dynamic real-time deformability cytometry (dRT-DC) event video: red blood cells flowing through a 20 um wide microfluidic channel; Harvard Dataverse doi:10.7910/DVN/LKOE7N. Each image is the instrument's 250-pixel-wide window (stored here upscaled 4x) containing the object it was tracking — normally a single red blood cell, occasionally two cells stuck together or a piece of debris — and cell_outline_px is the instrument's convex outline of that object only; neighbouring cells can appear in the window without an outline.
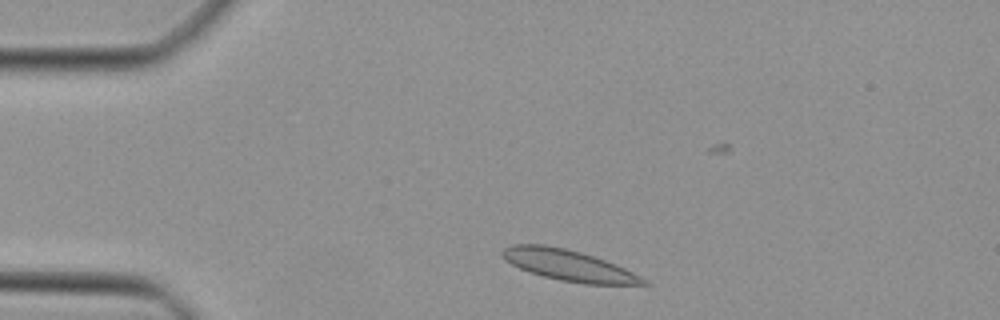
{"species": "Egyptian fruit bat (a non-hibernating species)", "species_latin": "Rousettus aegyptiacus", "temperature_condition": "cold", "stored_images_in_passage": 40, "camera_frame_rate_fps": 3000, "um_per_image_px": 0.085, "animal": {"sex": "female"}, "frame": {"image": 1, "passage_image": 2, "time_ms": 0.333, "image_size_px": [1000, 320], "cell_outline_px": [[652, 284], [584, 284], [560, 280], [544, 276], [520, 268], [512, 264], [500, 252], [504, 248], [512, 244], [544, 244], [564, 248], [580, 252], [616, 264], [648, 280]], "centroid_in_image_um": [48.35, 22.55], "position_along_channel_um": 36.6, "area_um2": 25.03}}
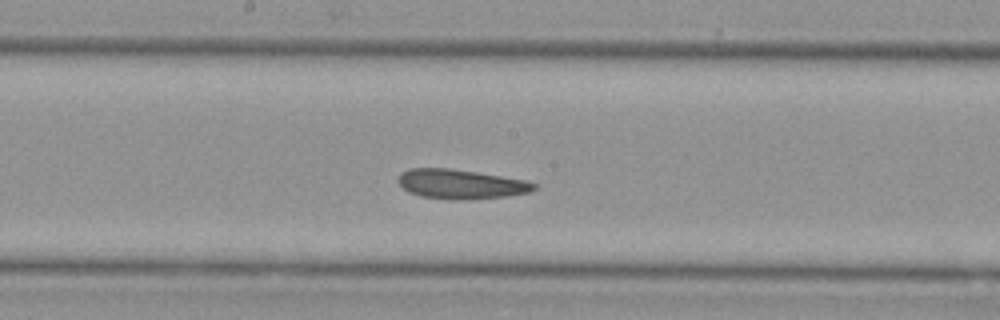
{"frame": {"image": 2, "passage_image": 17, "time_ms": 5.333, "image_size_px": [1000, 320], "cell_outline_px": [[536, 188], [528, 192], [504, 196], [448, 200], [420, 196], [408, 192], [396, 180], [400, 172], [408, 168], [452, 168], [528, 180], [536, 184]], "centroid_in_image_um": [39.11, 15.63], "position_along_channel_um": 209.1, "area_um2": 23.35}}
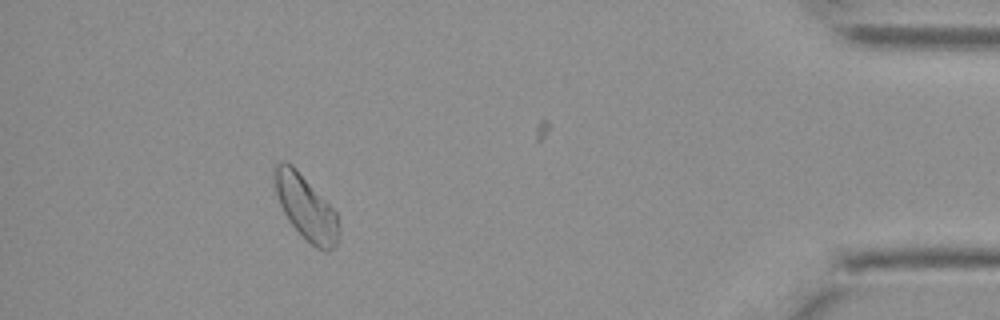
{"frame": {"image": 3, "passage_image": 35, "time_ms": 11.333, "image_size_px": [1000, 320], "cell_outline_px": [[340, 236], [336, 248], [328, 252], [324, 252], [316, 248], [288, 220], [280, 204], [276, 192], [272, 176], [272, 164], [280, 160], [284, 160], [292, 164], [296, 168], [336, 212], [340, 232]], "centroid_in_image_um": [25.99, 17.61], "position_along_channel_um": 409.2, "area_um2": 24.33}}